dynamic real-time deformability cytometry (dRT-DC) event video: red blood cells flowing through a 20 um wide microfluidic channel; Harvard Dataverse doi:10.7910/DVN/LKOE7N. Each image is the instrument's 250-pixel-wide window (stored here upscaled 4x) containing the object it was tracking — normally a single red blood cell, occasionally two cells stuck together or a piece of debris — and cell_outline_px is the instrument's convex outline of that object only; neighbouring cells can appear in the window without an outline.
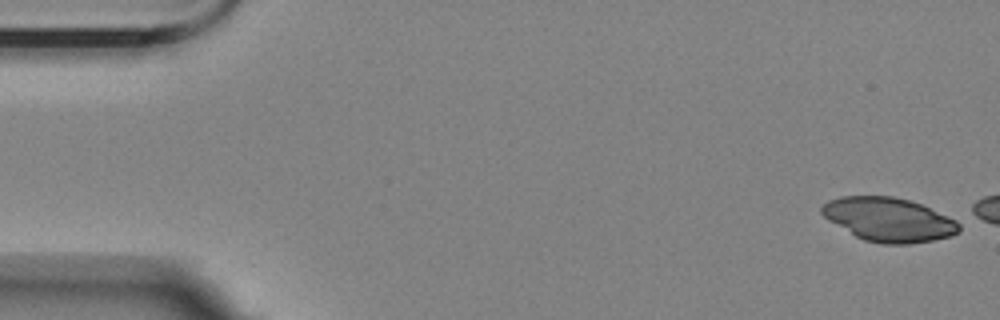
{"species": "Egyptian fruit bat (a non-hibernating species)", "species_latin": "Rousettus aegyptiacus", "temperature_condition": "room temperature", "stored_images_in_passage": 5, "camera_frame_rate_fps": 3000, "um_per_image_px": 0.085, "animal": {"sex": "female"}, "frame": {"image": 1, "passage_image": 1, "time_ms": 0.0, "image_size_px": [1000, 320], "cell_outline_px": [[960, 232], [952, 236], [932, 240], [908, 244], [880, 244], [864, 240], [856, 236], [828, 220], [820, 212], [820, 208], [828, 200], [840, 196], [892, 196], [908, 200], [920, 204], [956, 220], [960, 224]], "centroid_in_image_um": [75.53, 18.67], "position_along_channel_um": 9.5, "area_um2": 35.03}}